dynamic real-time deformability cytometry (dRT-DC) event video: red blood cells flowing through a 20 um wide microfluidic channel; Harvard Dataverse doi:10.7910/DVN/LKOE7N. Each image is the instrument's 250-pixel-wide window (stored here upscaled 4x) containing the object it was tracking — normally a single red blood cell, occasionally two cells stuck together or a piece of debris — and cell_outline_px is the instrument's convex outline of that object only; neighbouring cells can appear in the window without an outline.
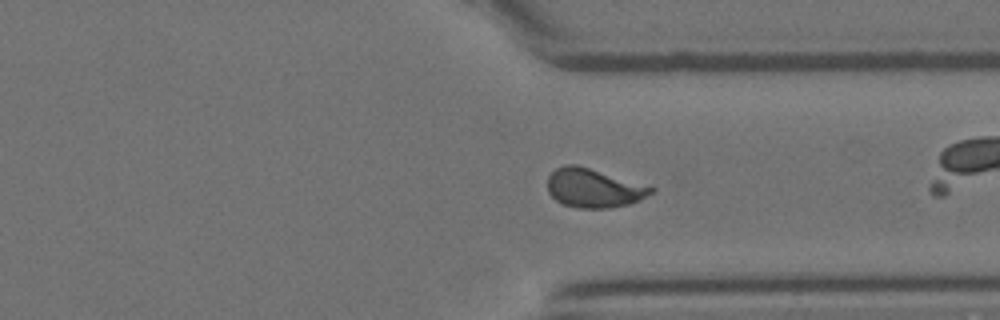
{"species": "Egyptian fruit bat (a non-hibernating species)", "species_latin": "Rousettus aegyptiacus", "temperature_condition": "room temperature", "stored_images_in_passage": 32, "camera_frame_rate_fps": 3000, "um_per_image_px": 0.085, "animal": {"sex": "female"}, "frame": {"image": 1, "passage_image": 28, "time_ms": 9.0, "image_size_px": [1000, 320], "cell_outline_px": [[656, 188], [652, 192], [640, 200], [628, 204], [608, 208], [576, 208], [564, 204], [556, 200], [548, 192], [548, 176], [556, 168], [564, 164], [576, 164]], "centroid_in_image_um": [50.43, 15.98], "position_along_channel_um": 361.0, "area_um2": 23.24}}